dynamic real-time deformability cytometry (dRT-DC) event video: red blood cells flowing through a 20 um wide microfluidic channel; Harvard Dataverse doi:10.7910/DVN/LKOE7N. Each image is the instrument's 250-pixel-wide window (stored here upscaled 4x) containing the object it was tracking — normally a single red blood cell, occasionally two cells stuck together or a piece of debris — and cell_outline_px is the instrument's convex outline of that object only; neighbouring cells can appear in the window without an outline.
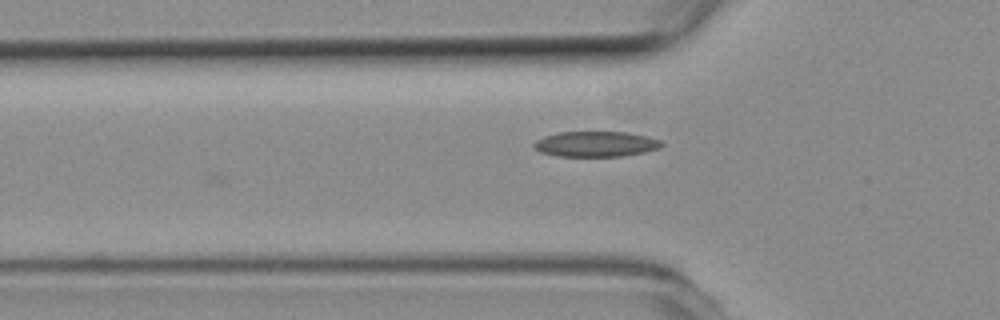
{"species": "common noctule bat (a hibernating species)", "species_latin": "Nyctalus noctula", "temperature_condition": "room temperature", "stored_images_in_passage": 27, "camera_frame_rate_fps": 3000, "um_per_image_px": 0.085, "animal": {"sex": "female", "body_mass_g": 19.3, "forearm_length_mm": 54.1}, "frame": {"image": 1, "passage_image": 2, "time_ms": 0.333, "image_size_px": [1000, 320], "cell_outline_px": [[664, 144], [660, 148], [644, 152], [620, 156], [556, 156], [540, 152], [532, 148], [532, 144], [536, 140], [544, 136], [560, 132], [628, 132], [648, 136], [660, 140]], "centroid_in_image_um": [50.62, 12.24], "position_along_channel_um": 75.2, "area_um2": 19.02}}
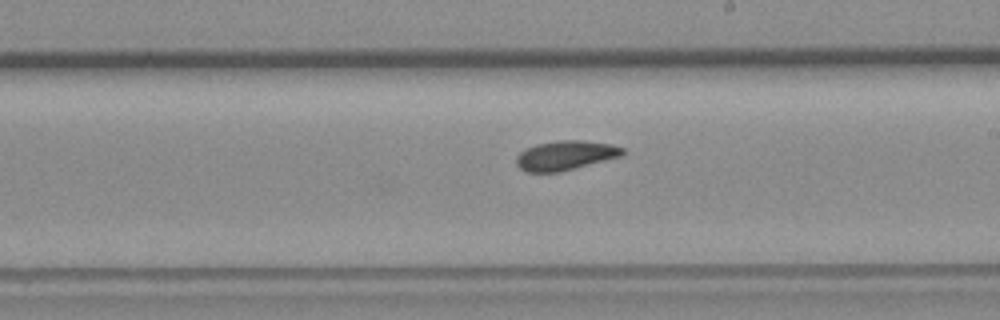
{"frame": {"image": 2, "passage_image": 15, "time_ms": 4.667, "image_size_px": [1000, 320], "cell_outline_px": [[624, 152], [620, 156], [560, 172], [524, 172], [516, 164], [516, 156], [520, 152], [528, 148], [540, 144], [564, 140], [580, 140], [612, 144], [624, 148]], "centroid_in_image_um": [48.05, 13.22], "position_along_channel_um": 241.0, "area_um2": 17.92}}
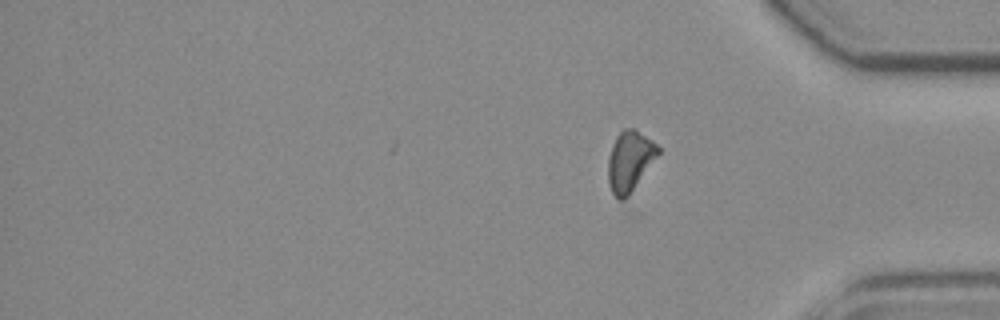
{"frame": {"image": 3, "passage_image": 27, "time_ms": 8.667, "image_size_px": [1000, 320], "cell_outline_px": [[660, 152], [636, 216], [624, 212], [612, 192], [608, 184], [608, 156], [612, 144], [616, 136], [624, 128], [636, 128], [652, 140], [660, 148]], "centroid_in_image_um": [53.66, 14.26], "position_along_channel_um": 381.5, "area_um2": 22.48}}